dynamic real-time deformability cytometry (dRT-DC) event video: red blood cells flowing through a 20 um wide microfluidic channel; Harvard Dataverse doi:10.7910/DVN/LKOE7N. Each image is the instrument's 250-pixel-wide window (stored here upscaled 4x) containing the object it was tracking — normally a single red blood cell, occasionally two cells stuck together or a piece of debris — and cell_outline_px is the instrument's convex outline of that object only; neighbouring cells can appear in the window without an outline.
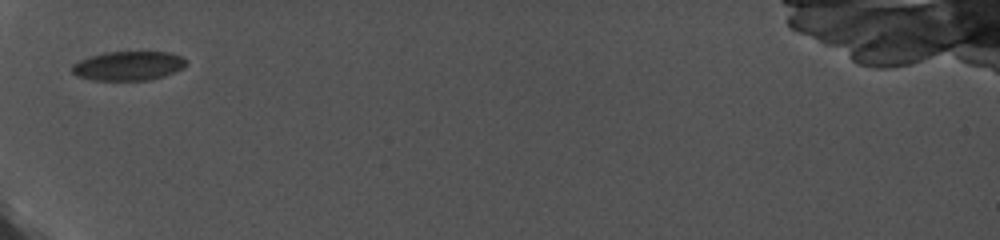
{"species": "common noctule bat (a hibernating species)", "species_latin": "Nyctalus noctula", "temperature_condition": "cold", "stored_images_in_passage": 31, "camera_frame_rate_fps": 5000, "um_per_image_px": 0.085, "animal": {"sex": "female", "body_mass_g": 19.0, "forearm_length_mm": 56.7}, "frame": {"image": 1, "passage_image": 1, "time_ms": 0.0, "image_size_px": [1000, 240], "cell_outline_px": [[188, 60], [184, 68], [164, 76], [152, 80], [92, 80], [76, 76], [72, 72], [72, 64], [80, 60], [104, 52], [168, 52], [184, 56]], "centroid_in_image_um": [10.95, 5.6], "position_along_channel_um": 74.1, "area_um2": 19.59}}
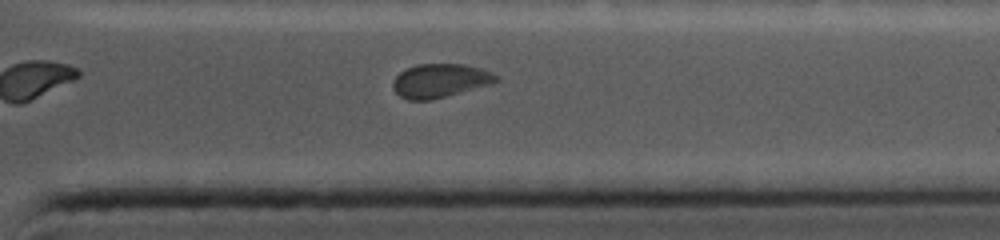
{"frame": {"image": 2, "passage_image": 25, "time_ms": 4.8, "image_size_px": [1000, 240], "cell_outline_px": [[500, 80], [492, 84], [432, 100], [408, 100], [400, 96], [392, 88], [392, 84], [396, 76], [400, 72], [416, 64], [464, 64], [480, 68], [492, 72]], "centroid_in_image_um": [37.41, 6.86], "position_along_channel_um": 374.0, "area_um2": 20.35}}
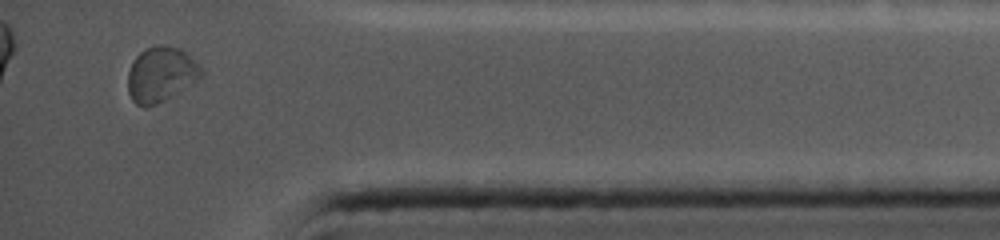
{"frame": {"image": 3, "passage_image": 29, "time_ms": 5.6, "image_size_px": [1000, 240], "cell_outline_px": [[204, 76], [200, 80], [156, 104], [144, 108], [136, 104], [132, 100], [128, 92], [128, 72], [132, 60], [144, 48], [160, 44], [180, 48], [200, 64], [204, 72]], "centroid_in_image_um": [13.69, 6.31], "position_along_channel_um": 421.5, "area_um2": 23.93}}